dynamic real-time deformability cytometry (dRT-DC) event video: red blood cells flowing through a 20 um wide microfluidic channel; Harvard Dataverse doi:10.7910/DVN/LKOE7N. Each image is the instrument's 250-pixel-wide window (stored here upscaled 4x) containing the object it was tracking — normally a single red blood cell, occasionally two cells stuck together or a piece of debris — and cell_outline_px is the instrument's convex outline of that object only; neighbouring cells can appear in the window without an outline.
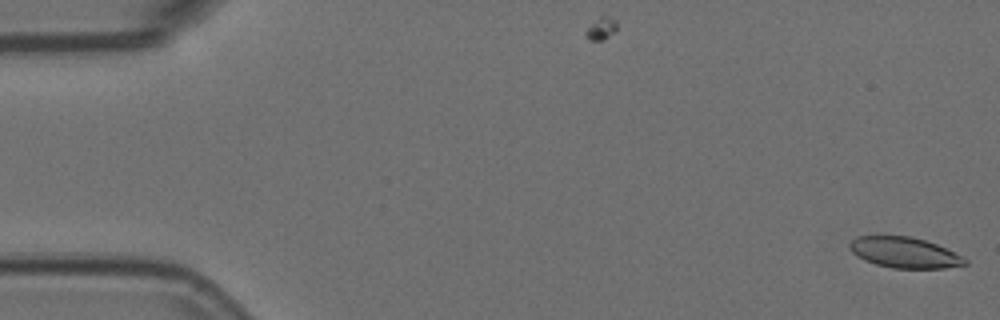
{"species": "Egyptian fruit bat (a non-hibernating species)", "species_latin": "Rousettus aegyptiacus", "temperature_condition": "room temperature", "stored_images_in_passage": 56, "camera_frame_rate_fps": 3000, "um_per_image_px": 0.085, "animal": {"sex": "female"}, "frame": {"image": 1, "passage_image": 1, "time_ms": 0.0, "image_size_px": [1000, 320], "cell_outline_px": [[968, 264], [944, 268], [892, 268], [876, 264], [864, 260], [856, 256], [848, 248], [848, 244], [856, 236], [912, 236], [936, 244], [968, 260]], "centroid_in_image_um": [76.83, 21.46], "position_along_channel_um": 8.2, "area_um2": 20.52}}
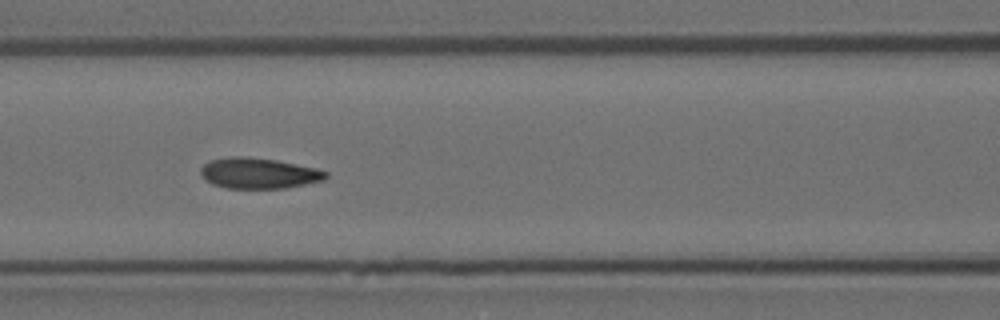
{"frame": {"image": 2, "passage_image": 24, "time_ms": 7.667, "image_size_px": [1000, 320], "cell_outline_px": [[328, 176], [324, 180], [284, 188], [228, 188], [212, 184], [200, 172], [200, 168], [208, 160], [232, 156], [244, 156], [276, 160], [316, 168], [328, 172]], "centroid_in_image_um": [21.99, 14.71], "position_along_channel_um": 144.6, "area_um2": 22.25}}
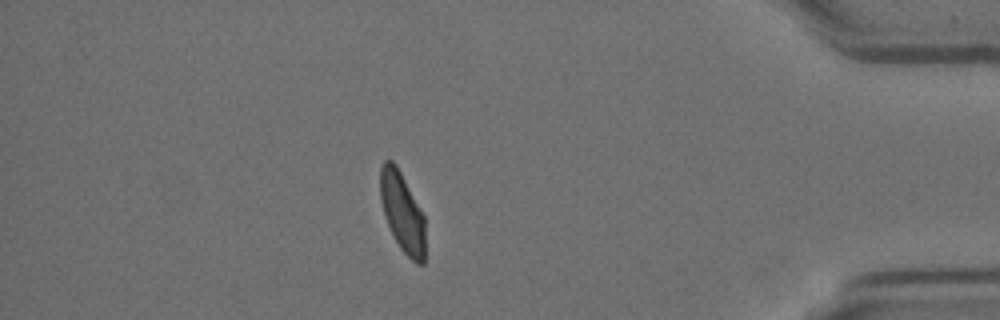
{"frame": {"image": 3, "passage_image": 49, "time_ms": 16.0, "image_size_px": [1000, 320], "cell_outline_px": [[424, 264], [416, 264], [400, 248], [384, 216], [380, 200], [380, 168], [384, 160], [392, 160], [396, 164], [424, 216]], "centroid_in_image_um": [34.17, 18.02], "position_along_channel_um": 401.0, "area_um2": 20.58}, "authors_computed_cell_mechanics": {"area_um2": 22.1085, "velocity_mm_per_s": 3.5903, "shape_relaxation_time_tau1_ms": null, "shape_relaxation_time_tau2_ms": 1.3793, "deformation_change_tau1": null, "deformation_change_tau2": 0.0749}}